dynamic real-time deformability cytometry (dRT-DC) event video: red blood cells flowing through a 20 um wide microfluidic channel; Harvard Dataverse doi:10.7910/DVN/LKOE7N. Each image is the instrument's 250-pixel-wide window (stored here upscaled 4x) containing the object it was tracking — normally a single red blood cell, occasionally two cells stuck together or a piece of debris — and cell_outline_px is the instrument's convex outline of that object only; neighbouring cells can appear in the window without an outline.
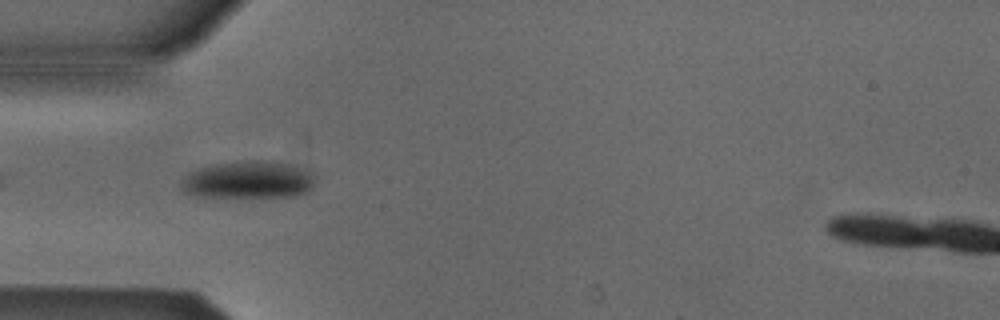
{"species": "Egyptian fruit bat (a non-hibernating species)", "species_latin": "Rousettus aegyptiacus", "temperature_condition": "cold", "stored_images_in_passage": 25, "camera_frame_rate_fps": 3000, "um_per_image_px": 0.085, "animal": {"sex": "male"}, "frame": {"image": 1, "passage_image": 3, "time_ms": 0.667, "image_size_px": [1000, 320], "cell_outline_px": [[316, 176], [312, 188], [308, 192], [292, 196], [260, 200], [200, 196], [184, 192], [180, 188], [180, 184], [188, 172], [200, 168], [220, 164], [252, 160], [256, 160], [284, 164], [312, 172]], "centroid_in_image_um": [21.11, 15.37], "position_along_channel_um": 63.9, "area_um2": 29.82}}
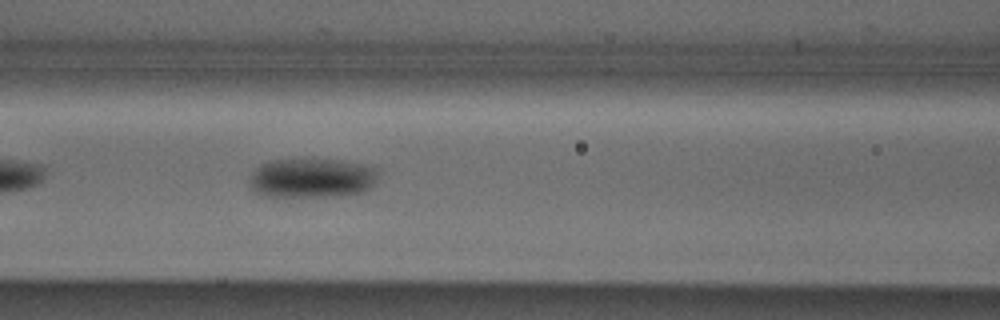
{"frame": {"image": 2, "passage_image": 9, "time_ms": 2.667, "image_size_px": [1000, 320], "cell_outline_px": [[380, 172], [372, 188], [364, 192], [332, 196], [264, 196], [256, 192], [248, 184], [252, 172], [260, 164], [272, 160], [340, 160], [364, 164], [380, 168]], "centroid_in_image_um": [26.56, 15.13], "position_along_channel_um": 140.0, "area_um2": 29.82}}
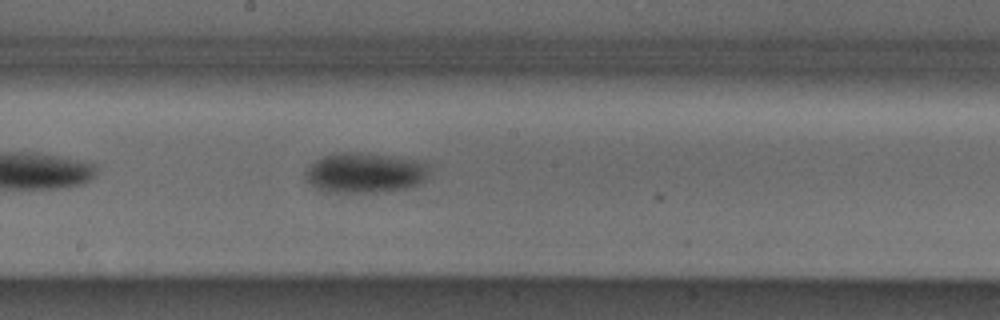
{"frame": {"image": 3, "passage_image": 15, "time_ms": 4.667, "image_size_px": [1000, 320], "cell_outline_px": [[432, 168], [428, 180], [420, 184], [408, 188], [376, 192], [324, 192], [316, 188], [304, 180], [304, 172], [316, 160], [324, 156], [340, 152], [356, 152], [388, 156], [416, 160], [432, 164]], "centroid_in_image_um": [31.07, 14.7], "position_along_channel_um": 217.1, "area_um2": 29.48}}